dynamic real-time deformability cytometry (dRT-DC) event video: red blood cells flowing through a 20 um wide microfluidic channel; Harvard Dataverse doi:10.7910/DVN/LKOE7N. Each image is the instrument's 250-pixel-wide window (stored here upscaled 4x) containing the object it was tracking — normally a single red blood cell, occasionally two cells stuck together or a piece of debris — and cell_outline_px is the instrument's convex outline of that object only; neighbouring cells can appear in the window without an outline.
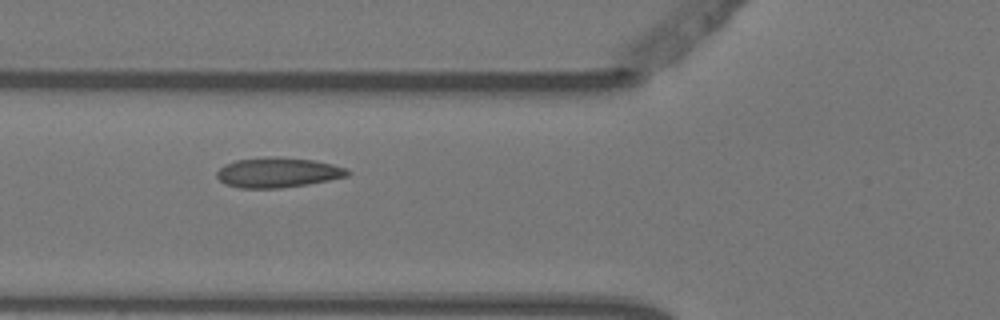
{"species": "Egyptian fruit bat (a non-hibernating species)", "species_latin": "Rousettus aegyptiacus", "temperature_condition": "warm", "stored_images_in_passage": 10, "camera_frame_rate_fps": 3000, "um_per_image_px": 0.085, "animal": {"sex": "female"}, "frame": {"image": 1, "passage_image": 4, "time_ms": 1.0, "image_size_px": [1000, 320], "cell_outline_px": [[352, 172], [348, 176], [308, 184], [280, 188], [240, 188], [224, 184], [216, 176], [216, 172], [224, 164], [236, 160], [268, 156], [276, 156], [312, 160], [332, 164], [348, 168]], "centroid_in_image_um": [23.61, 14.66], "position_along_channel_um": 102.2, "area_um2": 23.0}}
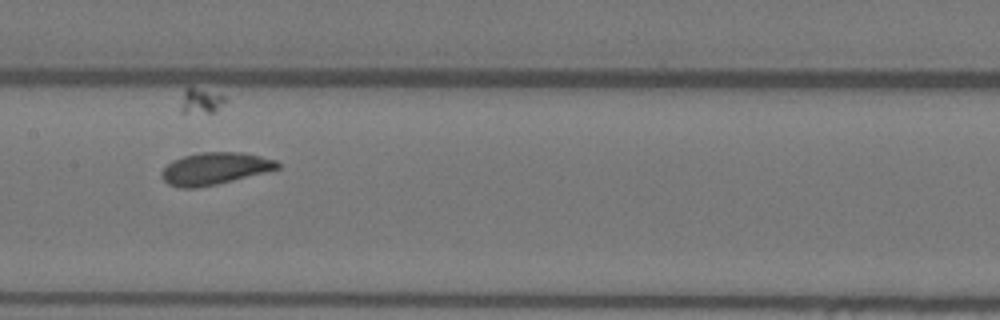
{"frame": {"image": 2, "passage_image": 6, "time_ms": 1.667, "image_size_px": [1000, 320], "cell_outline_px": [[280, 168], [216, 184], [196, 188], [180, 188], [168, 184], [160, 176], [160, 172], [172, 160], [184, 156], [200, 152], [240, 152], [260, 156], [276, 160], [280, 164]], "centroid_in_image_um": [18.22, 14.32], "position_along_channel_um": 189.2, "area_um2": 21.5}}
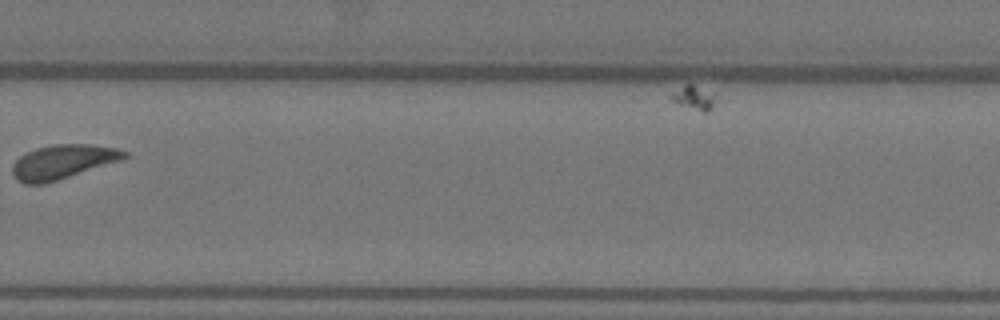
{"frame": {"image": 3, "passage_image": 9, "time_ms": 2.667, "image_size_px": [1000, 320], "cell_outline_px": [[132, 156], [124, 160], [44, 184], [24, 184], [16, 180], [12, 172], [12, 164], [20, 156], [36, 148], [52, 144], [92, 144], [116, 148], [128, 152]], "centroid_in_image_um": [5.39, 13.75], "position_along_channel_um": 324.4, "area_um2": 22.66}}